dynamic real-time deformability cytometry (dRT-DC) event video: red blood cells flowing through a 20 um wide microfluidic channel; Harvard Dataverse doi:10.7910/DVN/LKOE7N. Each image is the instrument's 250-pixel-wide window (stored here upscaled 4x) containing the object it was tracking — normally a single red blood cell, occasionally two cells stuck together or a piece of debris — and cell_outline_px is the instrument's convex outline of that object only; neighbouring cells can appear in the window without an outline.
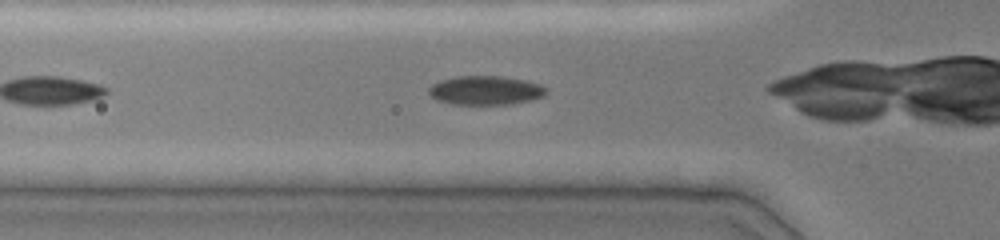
{"species": "common noctule bat (a hibernating species)", "species_latin": "Nyctalus noctula", "temperature_condition": "cold", "stored_images_in_passage": 8, "camera_frame_rate_fps": 3000, "um_per_image_px": 0.085, "animal": {"sex": "female", "body_mass_g": 19.0, "forearm_length_mm": 51.5}, "frame": {"image": 1, "passage_image": 4, "time_ms": 1.0, "image_size_px": [1000, 240], "cell_outline_px": [[544, 96], [532, 100], [512, 104], [452, 104], [436, 100], [428, 92], [428, 88], [432, 84], [440, 80], [456, 76], [500, 76], [524, 80], [540, 84], [544, 88]], "centroid_in_image_um": [41.23, 7.68], "position_along_channel_um": 84.6, "area_um2": 19.77}}